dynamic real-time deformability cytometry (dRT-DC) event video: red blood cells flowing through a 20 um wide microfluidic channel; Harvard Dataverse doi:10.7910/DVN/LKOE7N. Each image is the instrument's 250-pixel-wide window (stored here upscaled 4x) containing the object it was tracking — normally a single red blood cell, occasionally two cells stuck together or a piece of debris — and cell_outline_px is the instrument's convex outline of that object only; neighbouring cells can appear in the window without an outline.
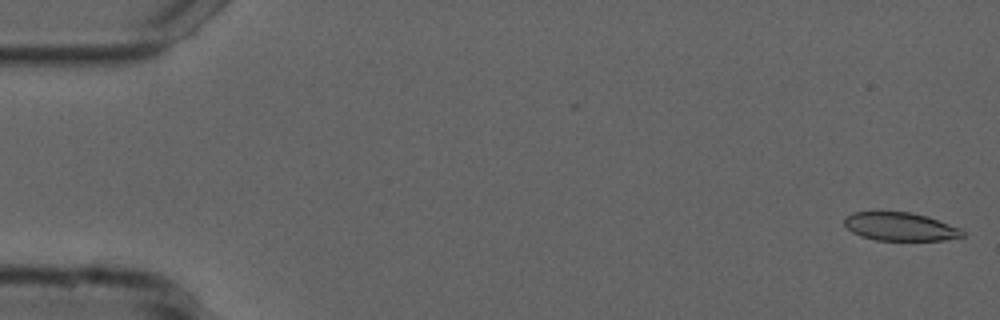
{"species": "common noctule bat (a hibernating species)", "species_latin": "Nyctalus noctula", "temperature_condition": "cold", "stored_images_in_passage": 54, "camera_frame_rate_fps": 3000, "um_per_image_px": 0.085, "animal": {"sex": "male", "forearm_length_mm": 52.5}, "frame": {"image": 1, "passage_image": 1, "time_ms": 0.0, "image_size_px": [1000, 320], "cell_outline_px": [[964, 236], [944, 240], [876, 240], [860, 236], [852, 232], [844, 224], [844, 216], [852, 212], [908, 212], [928, 216], [960, 228], [964, 232]], "centroid_in_image_um": [76.5, 19.26], "position_along_channel_um": 8.5, "area_um2": 19.48}}
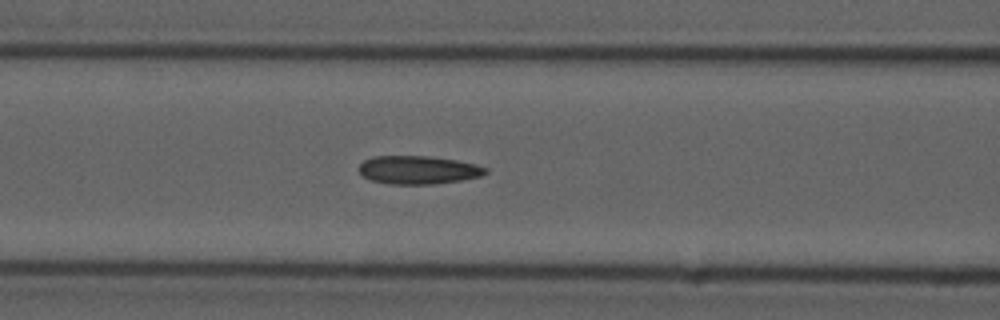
{"frame": {"image": 2, "passage_image": 22, "time_ms": 7.0, "image_size_px": [1000, 320], "cell_outline_px": [[488, 172], [480, 176], [460, 180], [436, 184], [388, 184], [372, 180], [364, 176], [360, 172], [360, 164], [364, 160], [372, 156], [428, 156], [456, 160], [476, 164], [488, 168]], "centroid_in_image_um": [35.56, 14.44], "position_along_channel_um": 131.0, "area_um2": 20.81}}
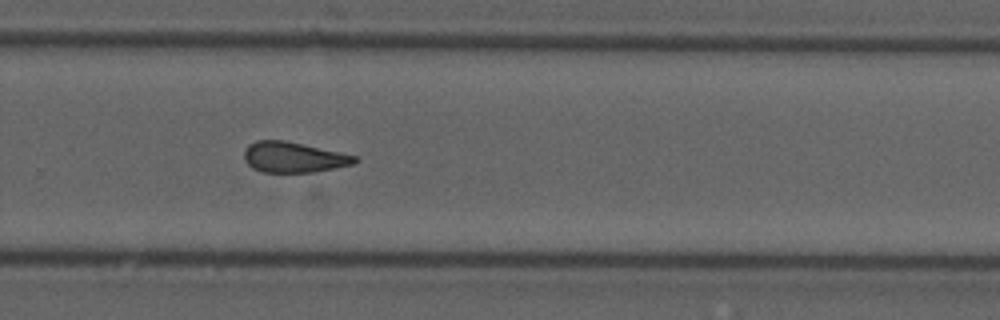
{"frame": {"image": 3, "passage_image": 36, "time_ms": 11.667, "image_size_px": [1000, 320], "cell_outline_px": [[360, 160], [352, 164], [312, 172], [264, 172], [252, 168], [244, 160], [244, 148], [248, 144], [256, 140], [284, 140], [340, 152], [356, 156]], "centroid_in_image_um": [24.91, 13.35], "position_along_channel_um": 304.9, "area_um2": 19.59}, "authors_computed_cell_mechanics": {"area_um2": 20.4612, "velocity_mm_per_s": 3.7383, "shape_relaxation_time_tau1_ms": null, "shape_relaxation_time_tau2_ms": 2.5901, "deformation_change_tau1": null, "deformation_change_tau2": 0.0988}}